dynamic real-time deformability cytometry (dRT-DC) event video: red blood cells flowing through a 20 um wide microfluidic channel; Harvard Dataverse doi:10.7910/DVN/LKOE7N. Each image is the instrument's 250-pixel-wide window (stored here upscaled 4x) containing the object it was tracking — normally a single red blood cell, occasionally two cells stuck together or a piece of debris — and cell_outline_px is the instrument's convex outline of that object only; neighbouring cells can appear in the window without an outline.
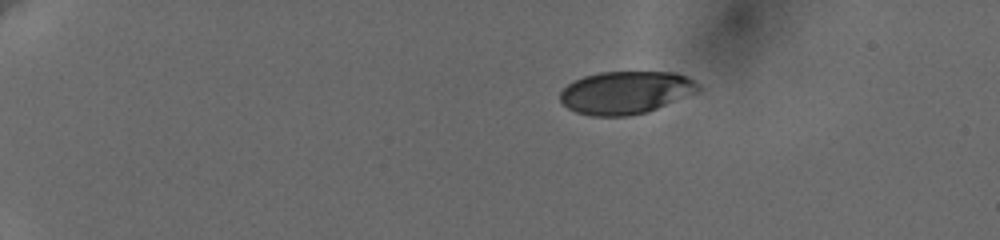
{"species": "human", "species_latin": "Homo sapiens", "temperature_condition": "cold", "stored_images_in_passage": 48, "camera_frame_rate_fps": 3000, "um_per_image_px": 0.085, "donor": {"sex": "female"}, "frame": {"image": 1, "passage_image": 1, "time_ms": 0.0, "image_size_px": [1000, 240], "cell_outline_px": [[700, 88], [696, 92], [648, 112], [628, 116], [592, 116], [576, 112], [568, 108], [560, 100], [560, 92], [568, 84], [584, 76], [600, 72], [672, 72], [684, 76], [692, 80]], "centroid_in_image_um": [53.15, 7.87], "position_along_channel_um": 31.9, "area_um2": 34.04}}
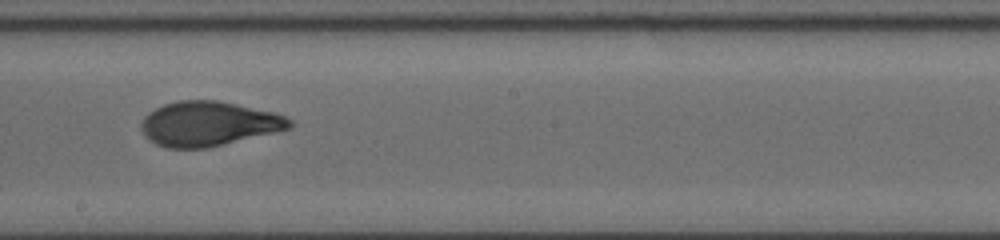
{"frame": {"image": 2, "passage_image": 26, "time_ms": 8.333, "image_size_px": [1000, 240], "cell_outline_px": [[292, 124], [288, 128], [208, 148], [168, 148], [156, 144], [144, 136], [140, 128], [140, 124], [144, 116], [148, 112], [164, 104], [180, 100], [216, 100], [276, 112], [292, 120]], "centroid_in_image_um": [17.67, 10.51], "position_along_channel_um": 230.5, "area_um2": 38.38}}
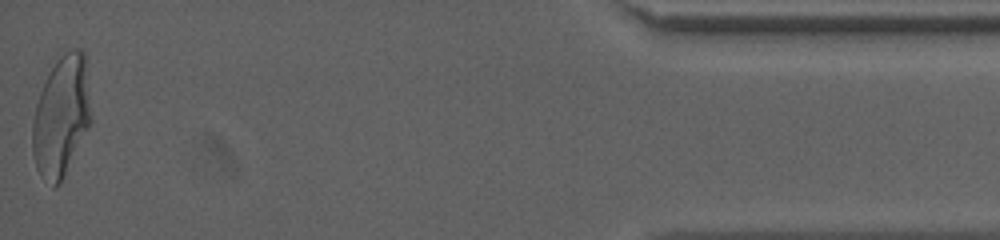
{"frame": {"image": 3, "passage_image": 48, "time_ms": 15.667, "image_size_px": [1000, 240], "cell_outline_px": [[92, 120], [60, 184], [52, 188], [40, 176], [36, 168], [32, 152], [32, 120], [36, 104], [44, 80], [56, 60], [64, 52], [72, 48], [80, 48], [84, 52]], "centroid_in_image_um": [5.19, 9.9], "position_along_channel_um": 430.0, "area_um2": 41.33}, "authors_computed_cell_mechanics": {"area_um2": 38.4081, "velocity_mm_per_s": 3.6349, "shape_relaxation_time_tau1_ms": 5.0402, "shape_relaxation_time_tau2_ms": 0.8529, "deformation_change_tau1": 0.1938, "deformation_change_tau2": 0.055}}